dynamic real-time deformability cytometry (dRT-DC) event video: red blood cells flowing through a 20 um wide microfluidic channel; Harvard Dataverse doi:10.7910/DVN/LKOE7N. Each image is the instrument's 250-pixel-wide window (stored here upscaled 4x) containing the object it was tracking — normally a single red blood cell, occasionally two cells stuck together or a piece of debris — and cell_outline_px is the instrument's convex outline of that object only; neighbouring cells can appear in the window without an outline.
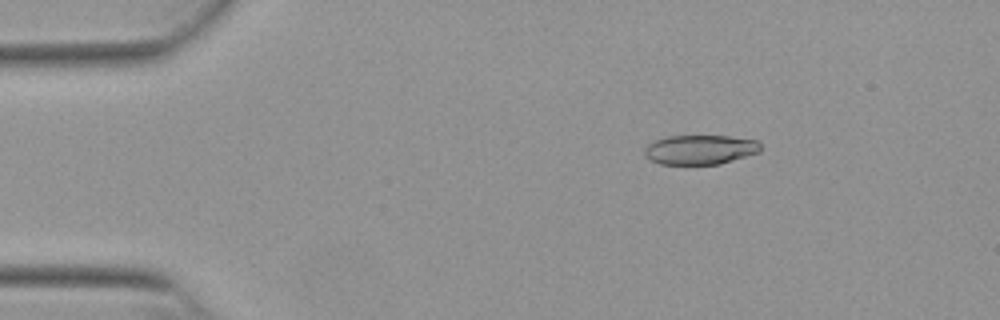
{"species": "Egyptian fruit bat (a non-hibernating species)", "species_latin": "Rousettus aegyptiacus", "temperature_condition": "warm", "stored_images_in_passage": 37, "camera_frame_rate_fps": 3000, "um_per_image_px": 0.085, "animal": {"sex": "female"}, "frame": {"image": 1, "passage_image": 9, "time_ms": 2.667, "image_size_px": [1000, 320], "cell_outline_px": [[760, 152], [720, 164], [660, 164], [652, 160], [644, 152], [644, 148], [648, 144], [656, 140], [668, 136], [728, 136], [756, 140], [760, 144]], "centroid_in_image_um": [59.53, 12.72], "position_along_channel_um": 25.5, "area_um2": 19.77}}
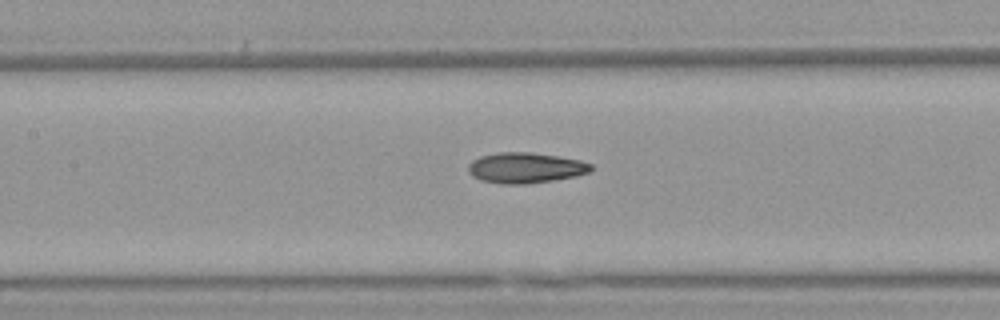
{"frame": {"image": 2, "passage_image": 25, "time_ms": 8.0, "image_size_px": [1000, 320], "cell_outline_px": [[592, 168], [588, 172], [576, 176], [528, 184], [500, 184], [480, 180], [472, 176], [468, 172], [468, 164], [472, 160], [480, 156], [496, 152], [528, 152], [560, 156], [580, 160], [592, 164]], "centroid_in_image_um": [44.63, 14.26], "position_along_channel_um": 162.8, "area_um2": 22.02}}
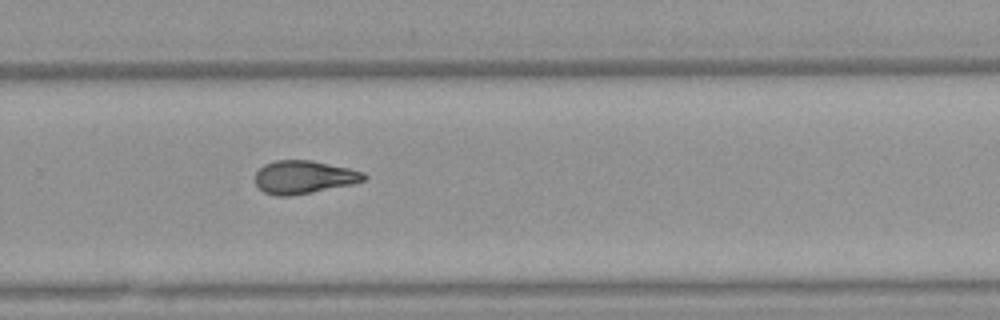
{"frame": {"image": 3, "passage_image": 36, "time_ms": 11.667, "image_size_px": [1000, 320], "cell_outline_px": [[368, 176], [364, 180], [352, 184], [312, 192], [288, 196], [276, 196], [264, 192], [256, 184], [256, 172], [264, 164], [276, 160], [312, 160], [348, 168], [364, 172]], "centroid_in_image_um": [25.83, 15.05], "position_along_channel_um": 304.0, "area_um2": 20.87}}